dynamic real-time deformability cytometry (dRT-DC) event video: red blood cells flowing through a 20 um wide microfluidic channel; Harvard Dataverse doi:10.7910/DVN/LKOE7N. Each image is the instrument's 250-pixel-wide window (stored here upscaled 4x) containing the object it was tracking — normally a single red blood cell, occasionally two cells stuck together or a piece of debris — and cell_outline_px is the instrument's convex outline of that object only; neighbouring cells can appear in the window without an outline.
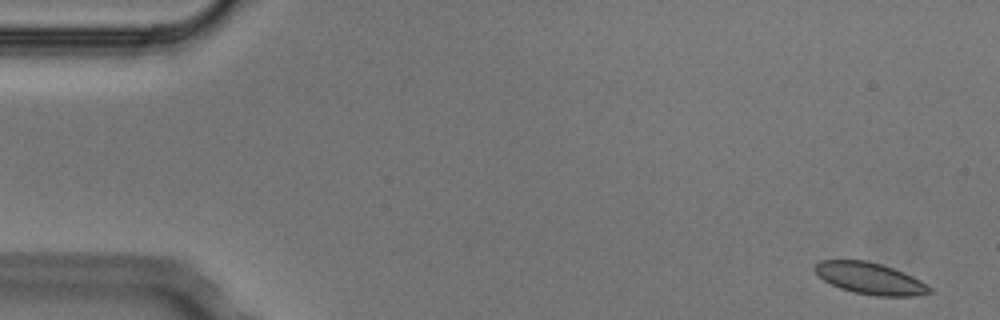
{"species": "Egyptian fruit bat (a non-hibernating species)", "species_latin": "Rousettus aegyptiacus", "temperature_condition": "cold", "stored_images_in_passage": 6, "camera_frame_rate_fps": 3000, "um_per_image_px": 0.085, "animal": {"sex": "male"}, "frame": {"image": 1, "passage_image": 1, "time_ms": 0.0, "image_size_px": [1000, 320], "cell_outline_px": [[932, 292], [916, 296], [876, 296], [856, 292], [840, 288], [824, 280], [812, 268], [820, 260], [864, 260], [880, 264], [904, 272], [920, 280], [932, 288]], "centroid_in_image_um": [73.97, 23.67], "position_along_channel_um": 11.0, "area_um2": 20.92}}
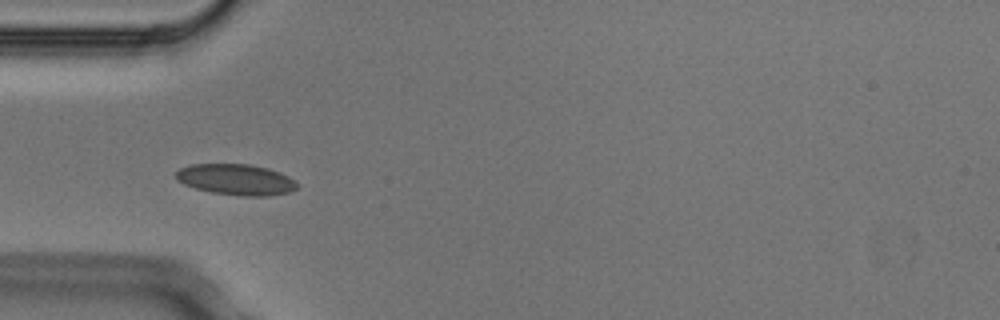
{"frame": {"image": 2, "passage_image": 5, "time_ms": 1.333, "image_size_px": [1000, 320], "cell_outline_px": [[296, 188], [288, 192], [268, 196], [244, 196], [212, 192], [196, 188], [184, 184], [176, 180], [176, 172], [180, 168], [192, 164], [252, 164], [268, 168], [280, 172], [288, 176], [296, 184]], "centroid_in_image_um": [20.04, 15.25], "position_along_channel_um": 65.0, "area_um2": 21.68}}
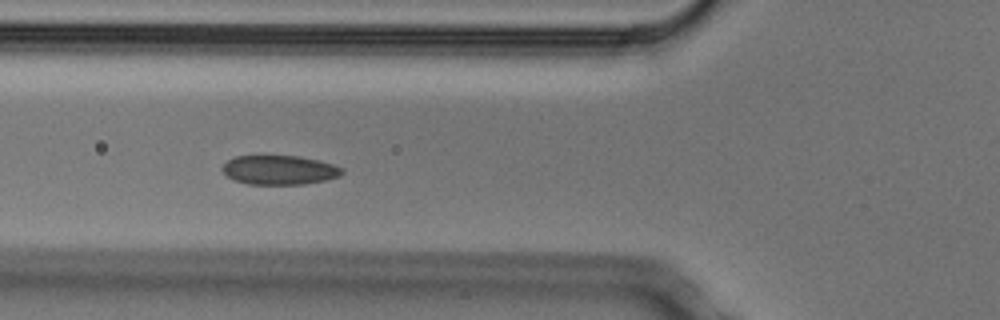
{"frame": {"image": 3, "passage_image": 6, "time_ms": 1.667, "image_size_px": [1000, 320], "cell_outline_px": [[344, 172], [340, 176], [324, 180], [304, 184], [248, 184], [236, 180], [228, 176], [220, 168], [228, 160], [236, 156], [300, 156], [320, 160], [344, 168]], "centroid_in_image_um": [23.78, 14.44], "position_along_channel_um": 102.0, "area_um2": 20.35}}